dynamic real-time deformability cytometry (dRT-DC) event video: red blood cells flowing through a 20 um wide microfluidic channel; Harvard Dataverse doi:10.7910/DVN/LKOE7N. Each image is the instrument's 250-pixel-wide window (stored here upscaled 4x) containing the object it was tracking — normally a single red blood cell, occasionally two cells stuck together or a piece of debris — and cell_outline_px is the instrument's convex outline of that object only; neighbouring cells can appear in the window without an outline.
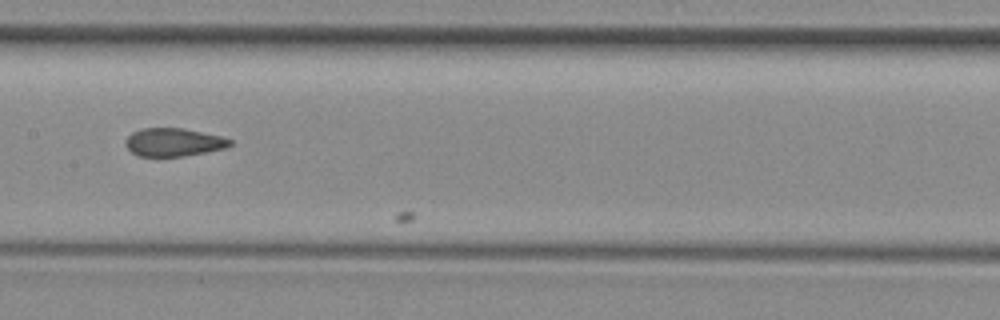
{"species": "common noctule bat (a hibernating species)", "species_latin": "Nyctalus noctula", "temperature_condition": "room temperature", "stored_images_in_passage": 19, "camera_frame_rate_fps": 3000, "um_per_image_px": 0.085, "animal": {"sex": "female", "body_mass_g": 29.2, "forearm_length_mm": 56.3}, "frame": {"image": 1, "passage_image": 18, "time_ms": 5.667, "image_size_px": [1000, 320], "cell_outline_px": [[232, 144], [224, 148], [184, 156], [140, 156], [132, 152], [124, 144], [128, 136], [132, 132], [140, 128], [184, 128], [220, 136], [232, 140]], "centroid_in_image_um": [14.73, 12.08], "position_along_channel_um": 192.7, "area_um2": 16.99}}